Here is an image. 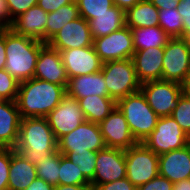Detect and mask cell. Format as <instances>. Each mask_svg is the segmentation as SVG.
<instances>
[{"mask_svg": "<svg viewBox=\"0 0 190 190\" xmlns=\"http://www.w3.org/2000/svg\"><path fill=\"white\" fill-rule=\"evenodd\" d=\"M65 94L64 86L37 78L20 82L16 103L21 118L46 117Z\"/></svg>", "mask_w": 190, "mask_h": 190, "instance_id": "cell-1", "label": "cell"}, {"mask_svg": "<svg viewBox=\"0 0 190 190\" xmlns=\"http://www.w3.org/2000/svg\"><path fill=\"white\" fill-rule=\"evenodd\" d=\"M57 139L46 117L22 118L14 150L36 165L38 161L57 150Z\"/></svg>", "mask_w": 190, "mask_h": 190, "instance_id": "cell-2", "label": "cell"}, {"mask_svg": "<svg viewBox=\"0 0 190 190\" xmlns=\"http://www.w3.org/2000/svg\"><path fill=\"white\" fill-rule=\"evenodd\" d=\"M46 43L15 34L10 28L5 31V70L19 83L34 78L40 49Z\"/></svg>", "mask_w": 190, "mask_h": 190, "instance_id": "cell-3", "label": "cell"}, {"mask_svg": "<svg viewBox=\"0 0 190 190\" xmlns=\"http://www.w3.org/2000/svg\"><path fill=\"white\" fill-rule=\"evenodd\" d=\"M116 106L125 116L137 142L142 143L155 129L159 117L149 106L141 90L118 100Z\"/></svg>", "mask_w": 190, "mask_h": 190, "instance_id": "cell-4", "label": "cell"}, {"mask_svg": "<svg viewBox=\"0 0 190 190\" xmlns=\"http://www.w3.org/2000/svg\"><path fill=\"white\" fill-rule=\"evenodd\" d=\"M106 82L109 97L115 102L140 90L131 58L103 63L101 69Z\"/></svg>", "mask_w": 190, "mask_h": 190, "instance_id": "cell-5", "label": "cell"}, {"mask_svg": "<svg viewBox=\"0 0 190 190\" xmlns=\"http://www.w3.org/2000/svg\"><path fill=\"white\" fill-rule=\"evenodd\" d=\"M126 178L137 188L159 175V155L138 142L125 150Z\"/></svg>", "mask_w": 190, "mask_h": 190, "instance_id": "cell-6", "label": "cell"}, {"mask_svg": "<svg viewBox=\"0 0 190 190\" xmlns=\"http://www.w3.org/2000/svg\"><path fill=\"white\" fill-rule=\"evenodd\" d=\"M190 138L171 117H159L155 129L142 142L157 155L185 147Z\"/></svg>", "mask_w": 190, "mask_h": 190, "instance_id": "cell-7", "label": "cell"}, {"mask_svg": "<svg viewBox=\"0 0 190 190\" xmlns=\"http://www.w3.org/2000/svg\"><path fill=\"white\" fill-rule=\"evenodd\" d=\"M141 92L158 117L170 116L182 94L181 83L155 80L141 84Z\"/></svg>", "mask_w": 190, "mask_h": 190, "instance_id": "cell-8", "label": "cell"}, {"mask_svg": "<svg viewBox=\"0 0 190 190\" xmlns=\"http://www.w3.org/2000/svg\"><path fill=\"white\" fill-rule=\"evenodd\" d=\"M105 148L99 124L87 120L72 132L62 136L57 143V150L60 153L79 154L87 150L98 152Z\"/></svg>", "mask_w": 190, "mask_h": 190, "instance_id": "cell-9", "label": "cell"}, {"mask_svg": "<svg viewBox=\"0 0 190 190\" xmlns=\"http://www.w3.org/2000/svg\"><path fill=\"white\" fill-rule=\"evenodd\" d=\"M93 48L103 63L132 58L134 54L132 31L128 26L107 36L93 39Z\"/></svg>", "mask_w": 190, "mask_h": 190, "instance_id": "cell-10", "label": "cell"}, {"mask_svg": "<svg viewBox=\"0 0 190 190\" xmlns=\"http://www.w3.org/2000/svg\"><path fill=\"white\" fill-rule=\"evenodd\" d=\"M189 73V47L182 37L170 38L164 47L163 80L182 83Z\"/></svg>", "mask_w": 190, "mask_h": 190, "instance_id": "cell-11", "label": "cell"}, {"mask_svg": "<svg viewBox=\"0 0 190 190\" xmlns=\"http://www.w3.org/2000/svg\"><path fill=\"white\" fill-rule=\"evenodd\" d=\"M46 119L57 141L86 120L78 100L67 93L62 97L60 104L46 116Z\"/></svg>", "mask_w": 190, "mask_h": 190, "instance_id": "cell-12", "label": "cell"}, {"mask_svg": "<svg viewBox=\"0 0 190 190\" xmlns=\"http://www.w3.org/2000/svg\"><path fill=\"white\" fill-rule=\"evenodd\" d=\"M126 177L125 150L105 148L97 152L94 178L91 186L114 182Z\"/></svg>", "mask_w": 190, "mask_h": 190, "instance_id": "cell-13", "label": "cell"}, {"mask_svg": "<svg viewBox=\"0 0 190 190\" xmlns=\"http://www.w3.org/2000/svg\"><path fill=\"white\" fill-rule=\"evenodd\" d=\"M99 126L107 148L127 150L138 143L131 134L125 116L117 106Z\"/></svg>", "mask_w": 190, "mask_h": 190, "instance_id": "cell-14", "label": "cell"}, {"mask_svg": "<svg viewBox=\"0 0 190 190\" xmlns=\"http://www.w3.org/2000/svg\"><path fill=\"white\" fill-rule=\"evenodd\" d=\"M47 44L58 51L93 46L88 21L81 16L70 21Z\"/></svg>", "mask_w": 190, "mask_h": 190, "instance_id": "cell-15", "label": "cell"}, {"mask_svg": "<svg viewBox=\"0 0 190 190\" xmlns=\"http://www.w3.org/2000/svg\"><path fill=\"white\" fill-rule=\"evenodd\" d=\"M59 53L69 78L96 73L102 69L103 62L93 46L65 49Z\"/></svg>", "mask_w": 190, "mask_h": 190, "instance_id": "cell-16", "label": "cell"}, {"mask_svg": "<svg viewBox=\"0 0 190 190\" xmlns=\"http://www.w3.org/2000/svg\"><path fill=\"white\" fill-rule=\"evenodd\" d=\"M34 78L62 85H68V74L62 63L58 50L53 49L47 43L40 49L37 59Z\"/></svg>", "mask_w": 190, "mask_h": 190, "instance_id": "cell-17", "label": "cell"}, {"mask_svg": "<svg viewBox=\"0 0 190 190\" xmlns=\"http://www.w3.org/2000/svg\"><path fill=\"white\" fill-rule=\"evenodd\" d=\"M163 58L164 48H149L134 52L131 59L141 84L163 80Z\"/></svg>", "mask_w": 190, "mask_h": 190, "instance_id": "cell-18", "label": "cell"}, {"mask_svg": "<svg viewBox=\"0 0 190 190\" xmlns=\"http://www.w3.org/2000/svg\"><path fill=\"white\" fill-rule=\"evenodd\" d=\"M159 175L172 183L190 178V143L159 155Z\"/></svg>", "mask_w": 190, "mask_h": 190, "instance_id": "cell-19", "label": "cell"}, {"mask_svg": "<svg viewBox=\"0 0 190 190\" xmlns=\"http://www.w3.org/2000/svg\"><path fill=\"white\" fill-rule=\"evenodd\" d=\"M48 13L38 5L14 19L9 28L18 35L27 36L46 43V23Z\"/></svg>", "mask_w": 190, "mask_h": 190, "instance_id": "cell-20", "label": "cell"}, {"mask_svg": "<svg viewBox=\"0 0 190 190\" xmlns=\"http://www.w3.org/2000/svg\"><path fill=\"white\" fill-rule=\"evenodd\" d=\"M66 93L76 100L88 96L109 97L102 71L69 78Z\"/></svg>", "mask_w": 190, "mask_h": 190, "instance_id": "cell-21", "label": "cell"}, {"mask_svg": "<svg viewBox=\"0 0 190 190\" xmlns=\"http://www.w3.org/2000/svg\"><path fill=\"white\" fill-rule=\"evenodd\" d=\"M21 119L16 101L0 100V143L4 147L16 146Z\"/></svg>", "mask_w": 190, "mask_h": 190, "instance_id": "cell-22", "label": "cell"}, {"mask_svg": "<svg viewBox=\"0 0 190 190\" xmlns=\"http://www.w3.org/2000/svg\"><path fill=\"white\" fill-rule=\"evenodd\" d=\"M36 178L35 165L11 148L8 190H25Z\"/></svg>", "mask_w": 190, "mask_h": 190, "instance_id": "cell-23", "label": "cell"}, {"mask_svg": "<svg viewBox=\"0 0 190 190\" xmlns=\"http://www.w3.org/2000/svg\"><path fill=\"white\" fill-rule=\"evenodd\" d=\"M88 24L93 39L107 36L126 26L125 11L113 5L108 12L89 20Z\"/></svg>", "mask_w": 190, "mask_h": 190, "instance_id": "cell-24", "label": "cell"}, {"mask_svg": "<svg viewBox=\"0 0 190 190\" xmlns=\"http://www.w3.org/2000/svg\"><path fill=\"white\" fill-rule=\"evenodd\" d=\"M130 29L159 26V9L149 0H140L125 12Z\"/></svg>", "mask_w": 190, "mask_h": 190, "instance_id": "cell-25", "label": "cell"}, {"mask_svg": "<svg viewBox=\"0 0 190 190\" xmlns=\"http://www.w3.org/2000/svg\"><path fill=\"white\" fill-rule=\"evenodd\" d=\"M78 103L85 119L96 124L105 120L116 107V102L112 98L96 95L78 99Z\"/></svg>", "mask_w": 190, "mask_h": 190, "instance_id": "cell-26", "label": "cell"}, {"mask_svg": "<svg viewBox=\"0 0 190 190\" xmlns=\"http://www.w3.org/2000/svg\"><path fill=\"white\" fill-rule=\"evenodd\" d=\"M131 31L134 51L164 48L170 39L160 26L134 28Z\"/></svg>", "mask_w": 190, "mask_h": 190, "instance_id": "cell-27", "label": "cell"}, {"mask_svg": "<svg viewBox=\"0 0 190 190\" xmlns=\"http://www.w3.org/2000/svg\"><path fill=\"white\" fill-rule=\"evenodd\" d=\"M79 10L75 0L63 5L55 12L47 15L46 23V43L52 39L67 23L79 18Z\"/></svg>", "mask_w": 190, "mask_h": 190, "instance_id": "cell-28", "label": "cell"}, {"mask_svg": "<svg viewBox=\"0 0 190 190\" xmlns=\"http://www.w3.org/2000/svg\"><path fill=\"white\" fill-rule=\"evenodd\" d=\"M35 167L37 178L53 186L59 185L60 152L58 150L41 158Z\"/></svg>", "mask_w": 190, "mask_h": 190, "instance_id": "cell-29", "label": "cell"}, {"mask_svg": "<svg viewBox=\"0 0 190 190\" xmlns=\"http://www.w3.org/2000/svg\"><path fill=\"white\" fill-rule=\"evenodd\" d=\"M59 184L91 185V182L81 173L78 165L60 153Z\"/></svg>", "mask_w": 190, "mask_h": 190, "instance_id": "cell-30", "label": "cell"}, {"mask_svg": "<svg viewBox=\"0 0 190 190\" xmlns=\"http://www.w3.org/2000/svg\"><path fill=\"white\" fill-rule=\"evenodd\" d=\"M159 26L170 38L183 37L182 17L177 9H159Z\"/></svg>", "mask_w": 190, "mask_h": 190, "instance_id": "cell-31", "label": "cell"}, {"mask_svg": "<svg viewBox=\"0 0 190 190\" xmlns=\"http://www.w3.org/2000/svg\"><path fill=\"white\" fill-rule=\"evenodd\" d=\"M79 15L86 21L97 18V15L108 12L114 5L112 0H75Z\"/></svg>", "mask_w": 190, "mask_h": 190, "instance_id": "cell-32", "label": "cell"}, {"mask_svg": "<svg viewBox=\"0 0 190 190\" xmlns=\"http://www.w3.org/2000/svg\"><path fill=\"white\" fill-rule=\"evenodd\" d=\"M61 154L64 155L70 161H72L75 165H78L81 173L89 181H91L94 178L97 152L87 150V152H82L79 154H75L73 152Z\"/></svg>", "mask_w": 190, "mask_h": 190, "instance_id": "cell-33", "label": "cell"}, {"mask_svg": "<svg viewBox=\"0 0 190 190\" xmlns=\"http://www.w3.org/2000/svg\"><path fill=\"white\" fill-rule=\"evenodd\" d=\"M190 138V98L181 94L178 99L177 107L170 115Z\"/></svg>", "mask_w": 190, "mask_h": 190, "instance_id": "cell-34", "label": "cell"}, {"mask_svg": "<svg viewBox=\"0 0 190 190\" xmlns=\"http://www.w3.org/2000/svg\"><path fill=\"white\" fill-rule=\"evenodd\" d=\"M19 82L5 69L0 70V100L16 101Z\"/></svg>", "mask_w": 190, "mask_h": 190, "instance_id": "cell-35", "label": "cell"}, {"mask_svg": "<svg viewBox=\"0 0 190 190\" xmlns=\"http://www.w3.org/2000/svg\"><path fill=\"white\" fill-rule=\"evenodd\" d=\"M11 163V148L0 151V190H8L9 169Z\"/></svg>", "mask_w": 190, "mask_h": 190, "instance_id": "cell-36", "label": "cell"}, {"mask_svg": "<svg viewBox=\"0 0 190 190\" xmlns=\"http://www.w3.org/2000/svg\"><path fill=\"white\" fill-rule=\"evenodd\" d=\"M38 0H6L9 14L10 25L14 19L29 10L32 6L37 5Z\"/></svg>", "mask_w": 190, "mask_h": 190, "instance_id": "cell-37", "label": "cell"}, {"mask_svg": "<svg viewBox=\"0 0 190 190\" xmlns=\"http://www.w3.org/2000/svg\"><path fill=\"white\" fill-rule=\"evenodd\" d=\"M173 183L167 178L158 175L147 183L137 187V190H172Z\"/></svg>", "mask_w": 190, "mask_h": 190, "instance_id": "cell-38", "label": "cell"}, {"mask_svg": "<svg viewBox=\"0 0 190 190\" xmlns=\"http://www.w3.org/2000/svg\"><path fill=\"white\" fill-rule=\"evenodd\" d=\"M92 190H137V188L125 177L114 182L91 186Z\"/></svg>", "mask_w": 190, "mask_h": 190, "instance_id": "cell-39", "label": "cell"}, {"mask_svg": "<svg viewBox=\"0 0 190 190\" xmlns=\"http://www.w3.org/2000/svg\"><path fill=\"white\" fill-rule=\"evenodd\" d=\"M177 11L182 17L184 36L190 31V0H181Z\"/></svg>", "mask_w": 190, "mask_h": 190, "instance_id": "cell-40", "label": "cell"}, {"mask_svg": "<svg viewBox=\"0 0 190 190\" xmlns=\"http://www.w3.org/2000/svg\"><path fill=\"white\" fill-rule=\"evenodd\" d=\"M74 0H38L37 5L45 12H55L60 7L72 3Z\"/></svg>", "mask_w": 190, "mask_h": 190, "instance_id": "cell-41", "label": "cell"}, {"mask_svg": "<svg viewBox=\"0 0 190 190\" xmlns=\"http://www.w3.org/2000/svg\"><path fill=\"white\" fill-rule=\"evenodd\" d=\"M158 9H177L181 0H149Z\"/></svg>", "mask_w": 190, "mask_h": 190, "instance_id": "cell-42", "label": "cell"}, {"mask_svg": "<svg viewBox=\"0 0 190 190\" xmlns=\"http://www.w3.org/2000/svg\"><path fill=\"white\" fill-rule=\"evenodd\" d=\"M53 185L46 183L43 179L36 178L25 190H54Z\"/></svg>", "mask_w": 190, "mask_h": 190, "instance_id": "cell-43", "label": "cell"}, {"mask_svg": "<svg viewBox=\"0 0 190 190\" xmlns=\"http://www.w3.org/2000/svg\"><path fill=\"white\" fill-rule=\"evenodd\" d=\"M0 19L9 27L10 14L6 0H0Z\"/></svg>", "mask_w": 190, "mask_h": 190, "instance_id": "cell-44", "label": "cell"}, {"mask_svg": "<svg viewBox=\"0 0 190 190\" xmlns=\"http://www.w3.org/2000/svg\"><path fill=\"white\" fill-rule=\"evenodd\" d=\"M6 48H5V32L0 34V70L5 69Z\"/></svg>", "mask_w": 190, "mask_h": 190, "instance_id": "cell-45", "label": "cell"}, {"mask_svg": "<svg viewBox=\"0 0 190 190\" xmlns=\"http://www.w3.org/2000/svg\"><path fill=\"white\" fill-rule=\"evenodd\" d=\"M112 1L114 5H116L117 7L126 12L129 8H132L140 0H112Z\"/></svg>", "mask_w": 190, "mask_h": 190, "instance_id": "cell-46", "label": "cell"}, {"mask_svg": "<svg viewBox=\"0 0 190 190\" xmlns=\"http://www.w3.org/2000/svg\"><path fill=\"white\" fill-rule=\"evenodd\" d=\"M54 190H92L91 185H56Z\"/></svg>", "mask_w": 190, "mask_h": 190, "instance_id": "cell-47", "label": "cell"}, {"mask_svg": "<svg viewBox=\"0 0 190 190\" xmlns=\"http://www.w3.org/2000/svg\"><path fill=\"white\" fill-rule=\"evenodd\" d=\"M172 190H190V178L173 183Z\"/></svg>", "mask_w": 190, "mask_h": 190, "instance_id": "cell-48", "label": "cell"}, {"mask_svg": "<svg viewBox=\"0 0 190 190\" xmlns=\"http://www.w3.org/2000/svg\"><path fill=\"white\" fill-rule=\"evenodd\" d=\"M182 94L190 98V73L186 76L185 80L181 83Z\"/></svg>", "mask_w": 190, "mask_h": 190, "instance_id": "cell-49", "label": "cell"}, {"mask_svg": "<svg viewBox=\"0 0 190 190\" xmlns=\"http://www.w3.org/2000/svg\"><path fill=\"white\" fill-rule=\"evenodd\" d=\"M9 27L0 19V34L5 32Z\"/></svg>", "mask_w": 190, "mask_h": 190, "instance_id": "cell-50", "label": "cell"}, {"mask_svg": "<svg viewBox=\"0 0 190 190\" xmlns=\"http://www.w3.org/2000/svg\"><path fill=\"white\" fill-rule=\"evenodd\" d=\"M182 38L185 40L187 46H188L189 49H190V31L187 32Z\"/></svg>", "mask_w": 190, "mask_h": 190, "instance_id": "cell-51", "label": "cell"}, {"mask_svg": "<svg viewBox=\"0 0 190 190\" xmlns=\"http://www.w3.org/2000/svg\"><path fill=\"white\" fill-rule=\"evenodd\" d=\"M5 147L0 143V151H2Z\"/></svg>", "mask_w": 190, "mask_h": 190, "instance_id": "cell-52", "label": "cell"}]
</instances>
